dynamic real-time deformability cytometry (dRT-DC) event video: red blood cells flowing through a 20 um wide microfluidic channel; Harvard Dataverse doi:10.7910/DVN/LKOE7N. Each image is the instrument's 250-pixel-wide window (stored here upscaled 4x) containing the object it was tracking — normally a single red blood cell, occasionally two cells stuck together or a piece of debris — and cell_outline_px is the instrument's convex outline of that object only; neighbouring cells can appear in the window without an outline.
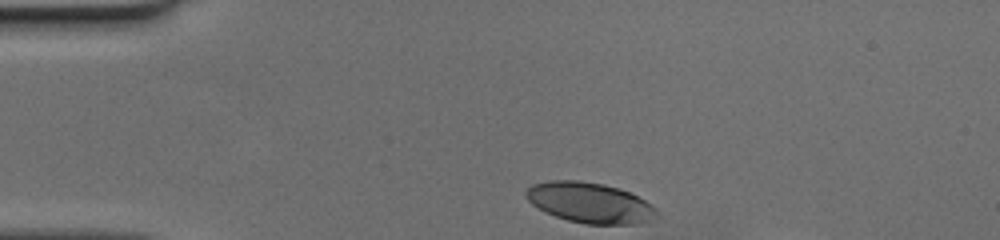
{"species": "human", "species_latin": "Homo sapiens", "temperature_condition": "cold", "stored_images_in_passage": 31, "camera_frame_rate_fps": 3000, "um_per_image_px": 0.085, "donor": {"sex": "female"}, "frame": {"image": 1, "passage_image": 1, "time_ms": 0.0, "image_size_px": [1000, 240], "cell_outline_px": [[656, 212], [648, 220], [632, 224], [584, 224], [568, 220], [544, 212], [532, 204], [528, 200], [524, 192], [532, 184], [552, 180], [580, 180], [604, 184], [628, 192], [644, 200], [656, 208]], "centroid_in_image_um": [50.06, 17.22], "position_along_channel_um": 34.9, "area_um2": 30.4}}
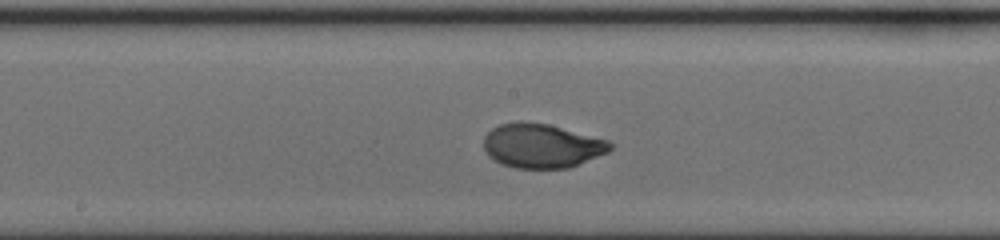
{"frame": {"image": 2, "passage_image": 17, "time_ms": 5.333, "image_size_px": [1000, 240], "cell_outline_px": [[612, 148], [608, 152], [568, 168], [516, 168], [504, 164], [496, 160], [484, 148], [484, 136], [492, 128], [500, 124], [520, 120], [548, 124], [608, 140], [612, 144]], "centroid_in_image_um": [46.05, 12.37], "position_along_channel_um": 202.1, "area_um2": 32.25}}
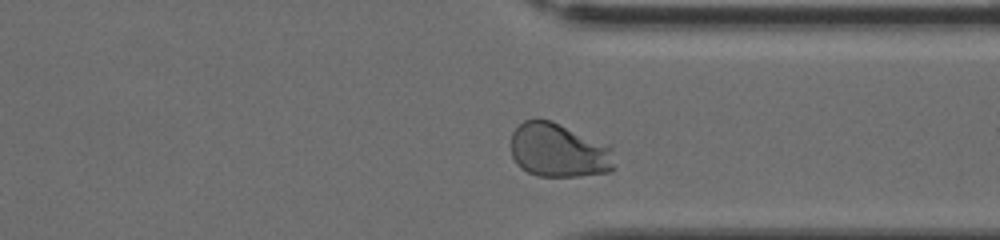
{"frame": {"image": 3, "passage_image": 29, "time_ms": 9.333, "image_size_px": [1000, 240], "cell_outline_px": [[616, 168], [612, 172], [580, 176], [536, 176], [520, 168], [516, 164], [512, 156], [512, 132], [524, 120], [552, 120], [612, 144]], "centroid_in_image_um": [47.57, 12.79], "position_along_channel_um": 363.8, "area_um2": 33.47}}